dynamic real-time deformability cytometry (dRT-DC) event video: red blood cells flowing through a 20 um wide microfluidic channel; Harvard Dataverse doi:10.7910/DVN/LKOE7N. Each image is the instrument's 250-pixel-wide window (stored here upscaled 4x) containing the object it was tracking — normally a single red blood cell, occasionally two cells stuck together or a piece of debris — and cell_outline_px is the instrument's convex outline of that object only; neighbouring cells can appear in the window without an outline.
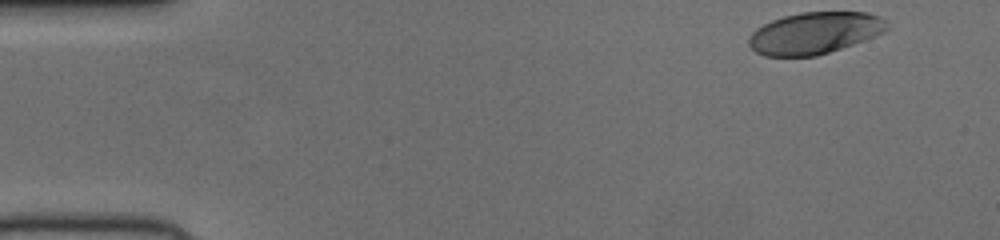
{"species": "human", "species_latin": "Homo sapiens", "temperature_condition": "cold", "stored_images_in_passage": 49, "camera_frame_rate_fps": 3000, "um_per_image_px": 0.085, "donor": {"sex": "female"}, "frame": {"image": 1, "passage_image": 1, "time_ms": 0.0, "image_size_px": [1000, 240], "cell_outline_px": [[888, 28], [884, 32], [876, 36], [816, 56], [764, 56], [756, 52], [748, 44], [748, 40], [752, 32], [756, 28], [772, 20], [784, 16], [800, 12], [868, 12], [880, 16], [884, 20]], "centroid_in_image_um": [69.23, 2.8], "position_along_channel_um": 15.8, "area_um2": 33.52}}
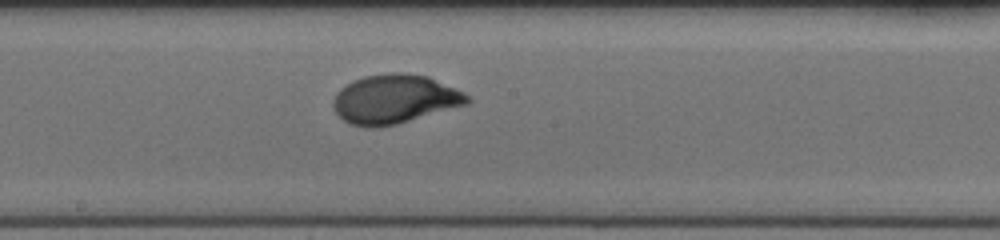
{"frame": {"image": 2, "passage_image": 25, "time_ms": 8.0, "image_size_px": [1000, 240], "cell_outline_px": [[472, 100], [468, 104], [396, 124], [376, 128], [368, 128], [348, 124], [336, 112], [332, 104], [332, 100], [336, 92], [340, 88], [352, 80], [364, 76], [388, 72], [400, 72], [428, 76], [456, 88], [464, 92]], "centroid_in_image_um": [33.52, 8.42], "position_along_channel_um": 214.7, "area_um2": 38.61}}
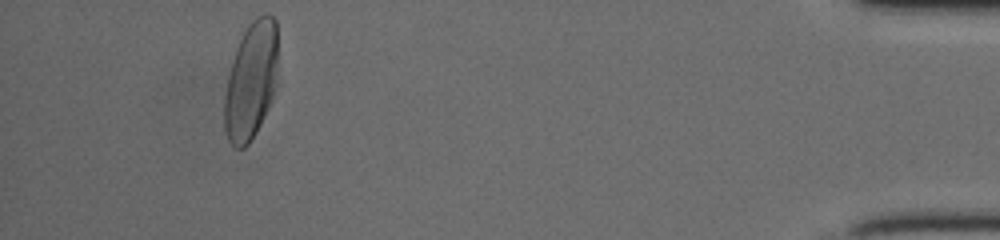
{"frame": {"image": 3, "passage_image": 45, "time_ms": 14.667, "image_size_px": [1000, 240], "cell_outline_px": [[276, 84], [268, 108], [256, 132], [248, 144], [244, 148], [236, 148], [228, 140], [224, 128], [224, 100], [228, 76], [232, 60], [236, 48], [248, 24], [256, 16], [264, 12], [268, 12], [276, 20]], "centroid_in_image_um": [21.32, 6.85], "position_along_channel_um": 413.9, "area_um2": 36.47}}